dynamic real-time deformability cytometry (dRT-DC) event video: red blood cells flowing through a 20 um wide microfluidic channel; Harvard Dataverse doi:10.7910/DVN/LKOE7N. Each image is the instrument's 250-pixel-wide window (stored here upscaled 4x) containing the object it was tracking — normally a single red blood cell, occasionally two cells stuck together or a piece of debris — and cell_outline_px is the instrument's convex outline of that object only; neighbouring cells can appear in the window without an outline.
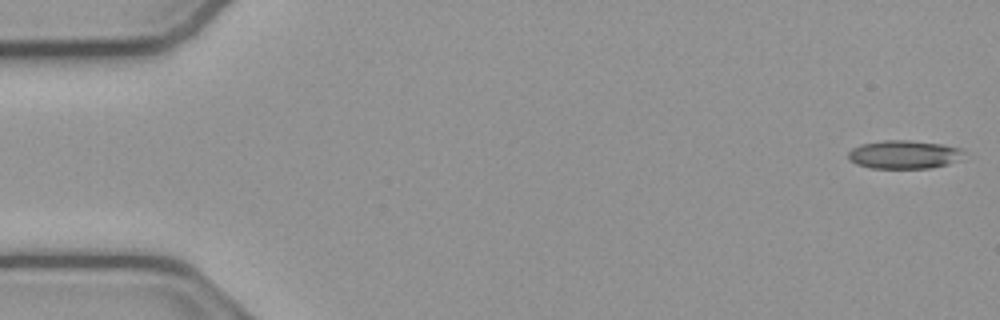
{"species": "common noctule bat (a hibernating species)", "species_latin": "Nyctalus noctula", "temperature_condition": "cold", "stored_images_in_passage": 53, "camera_frame_rate_fps": 3000, "um_per_image_px": 0.085, "animal": {"sex": "male", "body_mass_g": 23.1, "forearm_length_mm": 52.7}, "frame": {"image": 1, "passage_image": 1, "time_ms": 0.0, "image_size_px": [1000, 320], "cell_outline_px": [[968, 152], [948, 164], [928, 168], [872, 168], [856, 164], [848, 160], [848, 152], [852, 148], [860, 144], [884, 140], [908, 140], [944, 144], [960, 148]], "centroid_in_image_um": [76.82, 13.12], "position_along_channel_um": 8.2, "area_um2": 19.19}}
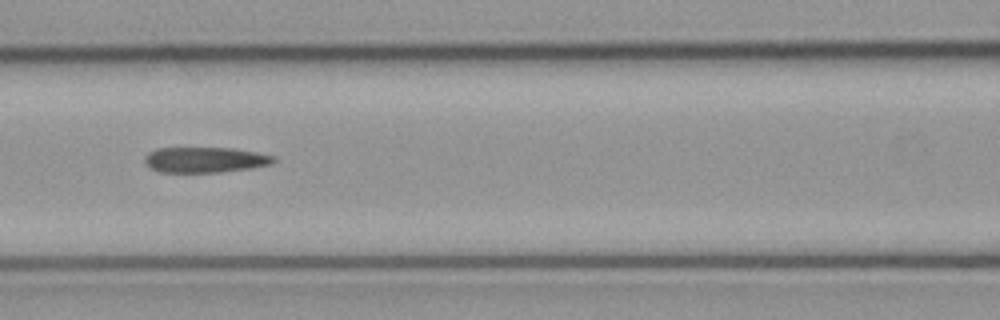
{"frame": {"image": 2, "passage_image": 23, "time_ms": 7.333, "image_size_px": [1000, 320], "cell_outline_px": [[276, 160], [272, 164], [248, 168], [220, 172], [160, 172], [148, 168], [144, 160], [144, 156], [148, 152], [156, 148], [232, 148], [256, 152], [272, 156]], "centroid_in_image_um": [17.36, 13.58], "position_along_channel_um": 149.2, "area_um2": 19.13}}
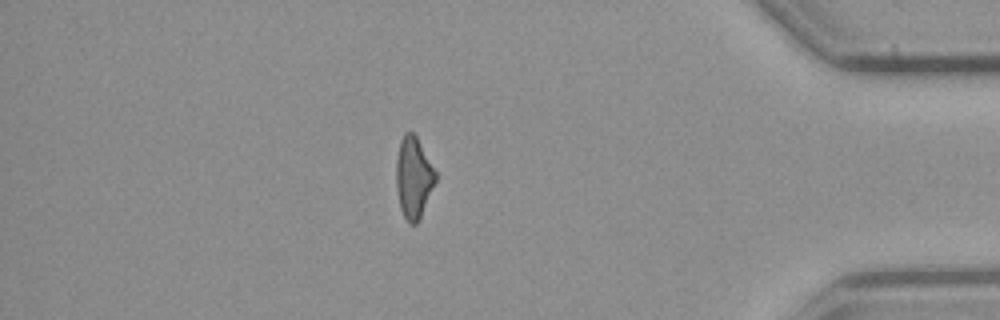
{"frame": {"image": 3, "passage_image": 46, "time_ms": 15.0, "image_size_px": [1000, 320], "cell_outline_px": [[436, 180], [420, 216], [416, 224], [408, 224], [400, 208], [396, 188], [396, 160], [400, 140], [404, 132], [412, 132], [416, 136], [436, 172]], "centroid_in_image_um": [35.12, 15.08], "position_along_channel_um": 400.1, "area_um2": 18.38}, "authors_computed_cell_mechanics": {"area_um2": 19.8832, "velocity_mm_per_s": 3.8128, "shape_relaxation_time_tau1_ms": null, "shape_relaxation_time_tau2_ms": 6.12, "deformation_change_tau1": null, "deformation_change_tau2": 0.1907}}